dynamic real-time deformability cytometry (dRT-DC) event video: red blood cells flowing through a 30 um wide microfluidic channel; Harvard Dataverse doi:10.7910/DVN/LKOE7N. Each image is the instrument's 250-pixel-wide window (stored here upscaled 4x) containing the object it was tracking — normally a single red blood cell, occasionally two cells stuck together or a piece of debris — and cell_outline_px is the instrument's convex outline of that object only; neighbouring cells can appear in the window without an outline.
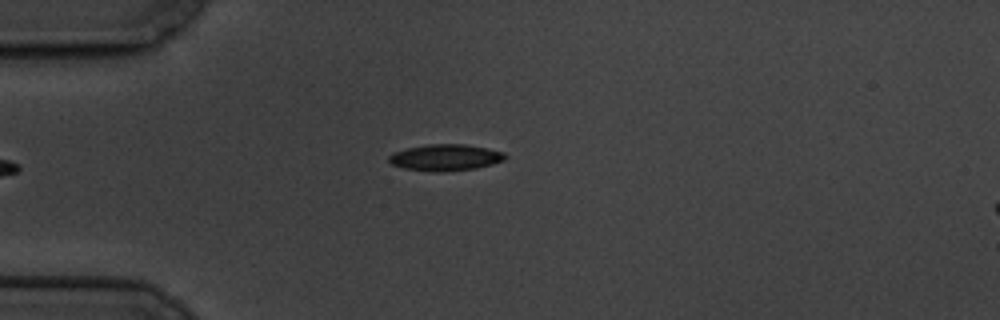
{"species": "common noctule bat (a hibernating species)", "species_latin": "Nyctalus noctula", "temperature_condition": "cold", "stored_images_in_passage": 6, "camera_frame_rate_fps": 3000, "um_per_image_px": 0.085, "animal": {"sex": "male", "body_mass_g": 19.5, "forearm_length_mm": 54.6}, "frame": {"image": 1, "passage_image": 6, "time_ms": 6.667, "image_size_px": [1000, 320], "cell_outline_px": [[508, 156], [504, 160], [492, 164], [476, 168], [440, 172], [432, 172], [404, 168], [392, 164], [388, 160], [388, 156], [392, 152], [408, 148], [428, 144], [464, 144], [488, 148], [504, 152]], "centroid_in_image_um": [37.87, 13.38], "position_along_channel_um": 47.1, "area_um2": 17.98}}